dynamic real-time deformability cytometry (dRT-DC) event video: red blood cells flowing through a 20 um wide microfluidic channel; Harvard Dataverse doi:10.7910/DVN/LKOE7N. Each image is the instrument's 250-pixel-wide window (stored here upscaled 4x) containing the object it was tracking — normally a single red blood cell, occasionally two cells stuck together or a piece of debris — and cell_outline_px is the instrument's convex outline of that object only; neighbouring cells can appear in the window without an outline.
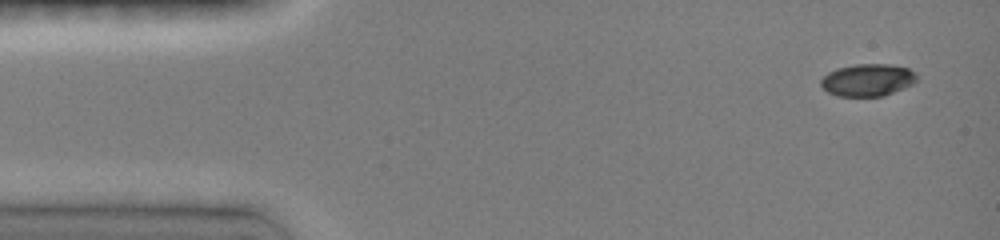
{"species": "common noctule bat (a hibernating species)", "species_latin": "Nyctalus noctula", "temperature_condition": "room temperature", "stored_images_in_passage": 7, "camera_frame_rate_fps": 3000, "um_per_image_px": 0.085, "animal": {"sex": "female", "body_mass_g": 19.0, "forearm_length_mm": 51.5}, "frame": {"image": 1, "passage_image": 1, "time_ms": 0.0, "image_size_px": [1000, 240], "cell_outline_px": [[916, 80], [912, 84], [904, 88], [884, 96], [836, 96], [828, 92], [820, 84], [820, 80], [828, 72], [836, 68], [856, 64], [888, 64], [908, 68], [916, 72]], "centroid_in_image_um": [73.74, 6.8], "position_along_channel_um": 11.3, "area_um2": 18.09}}
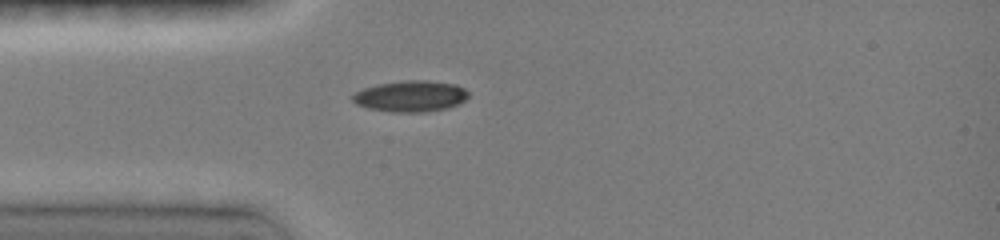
{"frame": {"image": 2, "passage_image": 5, "time_ms": 3.333, "image_size_px": [1000, 240], "cell_outline_px": [[468, 96], [460, 104], [444, 108], [424, 112], [392, 112], [368, 108], [356, 104], [352, 100], [352, 96], [356, 92], [364, 88], [376, 84], [404, 80], [428, 80], [456, 84], [464, 88], [468, 92]], "centroid_in_image_um": [34.9, 8.16], "position_along_channel_um": 50.1, "area_um2": 21.04}}